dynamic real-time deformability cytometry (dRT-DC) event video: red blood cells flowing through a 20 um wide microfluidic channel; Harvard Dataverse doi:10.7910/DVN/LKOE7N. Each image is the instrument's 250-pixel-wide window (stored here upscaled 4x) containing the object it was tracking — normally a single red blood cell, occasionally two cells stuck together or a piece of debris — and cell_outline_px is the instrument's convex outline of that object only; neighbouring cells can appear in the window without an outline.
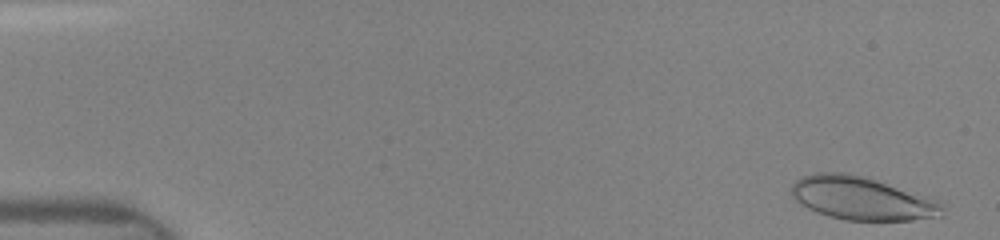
{"species": "human", "species_latin": "Homo sapiens", "temperature_condition": "room temperature", "stored_images_in_passage": 11, "camera_frame_rate_fps": 3000, "um_per_image_px": 0.085, "donor": {"sex": "female"}, "frame": {"image": 1, "passage_image": 2, "time_ms": 0.333, "image_size_px": [1000, 240], "cell_outline_px": [[944, 216], [912, 220], [844, 220], [828, 216], [816, 212], [800, 204], [792, 196], [792, 184], [800, 176], [816, 172], [844, 172], [864, 176], [876, 180], [940, 204], [944, 208]], "centroid_in_image_um": [73.14, 16.86], "position_along_channel_um": 11.9, "area_um2": 37.22}}